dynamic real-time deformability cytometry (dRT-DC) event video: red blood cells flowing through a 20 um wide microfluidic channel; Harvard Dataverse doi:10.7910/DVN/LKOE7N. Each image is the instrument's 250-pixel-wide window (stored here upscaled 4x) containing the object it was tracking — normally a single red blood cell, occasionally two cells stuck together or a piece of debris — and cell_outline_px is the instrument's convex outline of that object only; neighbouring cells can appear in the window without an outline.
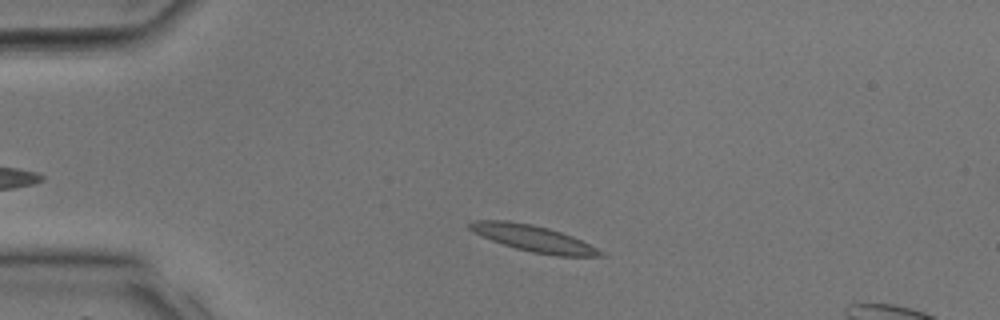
{"species": "common noctule bat (a hibernating species)", "species_latin": "Nyctalus noctula", "temperature_condition": "room temperature", "stored_images_in_passage": 29, "segment_of_instrument_passage": [1, 2], "camera_frame_rate_fps": 3000, "um_per_image_px": 0.085, "animal": {"sex": "male", "body_mass_g": 17.9, "forearm_length_mm": 54.2}, "frame": {"image": 1, "passage_image": 3, "time_ms": 0.667, "image_size_px": [1000, 320], "cell_outline_px": [[608, 256], [560, 256], [532, 252], [516, 248], [492, 240], [468, 228], [468, 224], [472, 220], [508, 220], [532, 224], [548, 228], [572, 236], [604, 252]], "centroid_in_image_um": [45.35, 20.26], "position_along_channel_um": 39.6, "area_um2": 19.71}}
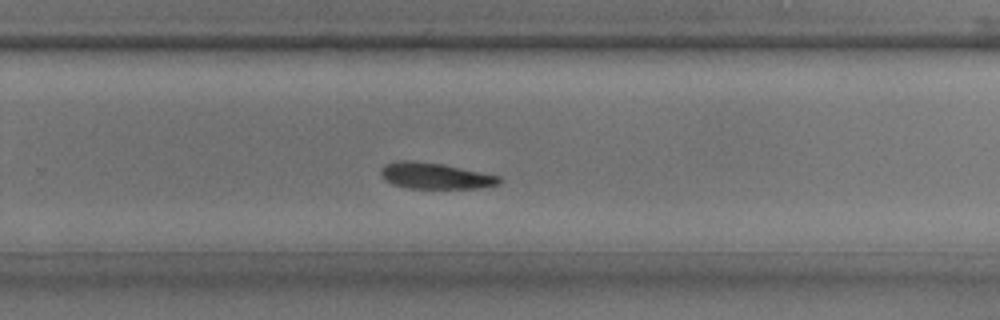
{"frame": {"image": 2, "passage_image": 17, "time_ms": 5.333, "image_size_px": [1000, 320], "cell_outline_px": [[504, 180], [500, 184], [480, 188], [408, 188], [392, 184], [380, 172], [384, 164], [400, 160], [408, 160], [440, 164], [500, 176]], "centroid_in_image_um": [37.03, 14.95], "position_along_channel_um": 292.8, "area_um2": 17.74}}
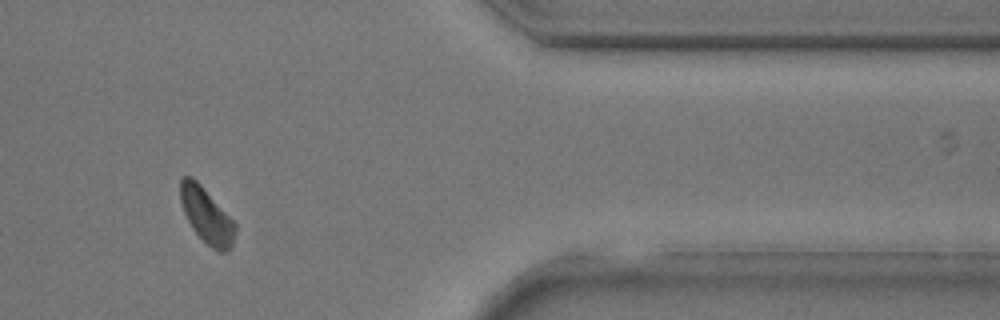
{"frame": {"image": 3, "passage_image": 23, "time_ms": 7.333, "image_size_px": [1000, 320], "cell_outline_px": [[236, 232], [232, 248], [224, 252], [220, 252], [212, 248], [192, 228], [184, 212], [180, 200], [180, 176], [192, 176], [200, 184], [236, 224]], "centroid_in_image_um": [17.56, 18.32], "position_along_channel_um": 393.8, "area_um2": 17.46}}